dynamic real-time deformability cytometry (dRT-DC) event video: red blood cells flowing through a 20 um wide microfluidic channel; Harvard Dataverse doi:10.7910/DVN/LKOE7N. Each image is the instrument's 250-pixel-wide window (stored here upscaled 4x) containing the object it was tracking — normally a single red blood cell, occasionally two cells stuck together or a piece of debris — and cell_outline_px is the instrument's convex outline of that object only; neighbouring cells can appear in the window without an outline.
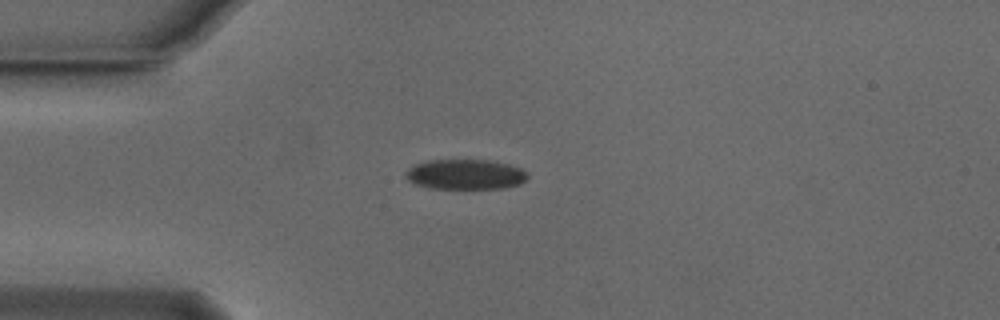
{"species": "Egyptian fruit bat (a non-hibernating species)", "species_latin": "Rousettus aegyptiacus", "temperature_condition": "cold", "stored_images_in_passage": 41, "camera_frame_rate_fps": 3000, "um_per_image_px": 0.085, "animal": {"sex": "male"}, "frame": {"image": 1, "passage_image": 1, "time_ms": 0.0, "image_size_px": [1000, 320], "cell_outline_px": [[528, 176], [520, 184], [504, 188], [428, 188], [416, 184], [408, 180], [404, 176], [404, 172], [412, 164], [424, 160], [488, 160], [508, 164], [520, 168], [528, 172]], "centroid_in_image_um": [39.5, 14.81], "position_along_channel_um": 45.5, "area_um2": 21.56}}
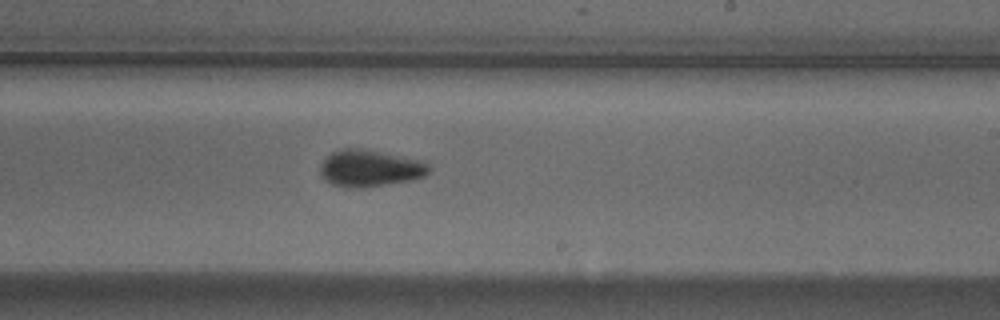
{"frame": {"image": 2, "passage_image": 19, "time_ms": 6.0, "image_size_px": [1000, 320], "cell_outline_px": [[428, 172], [424, 176], [412, 180], [364, 188], [344, 188], [332, 184], [324, 180], [320, 176], [320, 164], [332, 152], [340, 148], [360, 148], [420, 160], [428, 168]], "centroid_in_image_um": [31.35, 14.32], "position_along_channel_um": 257.6, "area_um2": 23.24}}
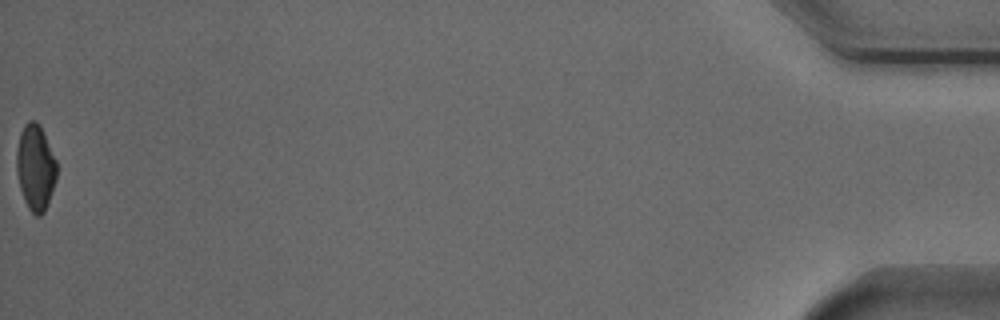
{"frame": {"image": 3, "passage_image": 41, "time_ms": 13.333, "image_size_px": [1000, 320], "cell_outline_px": [[56, 180], [48, 204], [44, 212], [40, 216], [36, 216], [28, 208], [24, 200], [20, 188], [16, 172], [16, 148], [20, 132], [24, 124], [28, 120], [36, 120], [40, 124], [56, 160]], "centroid_in_image_um": [3.0, 14.21], "position_along_channel_um": 432.2, "area_um2": 20.35}, "authors_computed_cell_mechanics": {"area_um2": 21.5594, "velocity_mm_per_s": 3.8264, "shape_relaxation_time_tau1_ms": 3.5427, "shape_relaxation_time_tau2_ms": 8.1813, "deformation_change_tau1": 0.1039, "deformation_change_tau2": 0.1443}}